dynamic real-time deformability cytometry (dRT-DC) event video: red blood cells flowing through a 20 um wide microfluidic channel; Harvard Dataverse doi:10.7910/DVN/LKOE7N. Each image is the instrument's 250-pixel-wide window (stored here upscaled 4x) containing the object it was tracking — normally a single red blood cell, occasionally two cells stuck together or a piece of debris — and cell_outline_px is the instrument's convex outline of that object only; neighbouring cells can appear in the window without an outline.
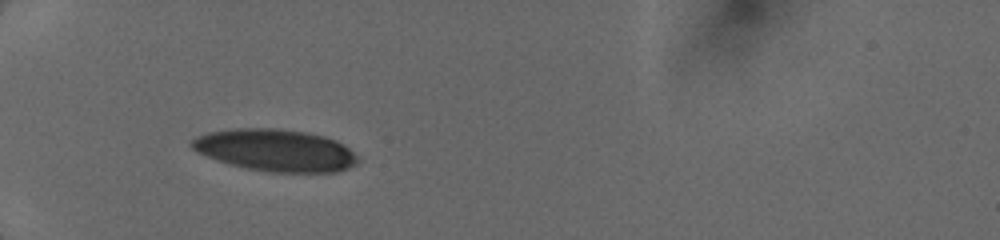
{"species": "human", "species_latin": "Homo sapiens", "temperature_condition": "cold", "stored_images_in_passage": 9, "camera_frame_rate_fps": 3000, "um_per_image_px": 0.085, "donor": {"sex": "female"}, "frame": {"image": 1, "passage_image": 1, "time_ms": 0.0, "image_size_px": [1000, 240], "cell_outline_px": [[360, 160], [356, 164], [348, 168], [336, 172], [268, 172], [248, 168], [232, 164], [196, 152], [188, 144], [196, 136], [208, 132], [236, 128], [276, 128], [308, 132], [324, 136], [336, 140], [344, 144]], "centroid_in_image_um": [23.42, 12.76], "position_along_channel_um": 61.6, "area_um2": 40.63}}
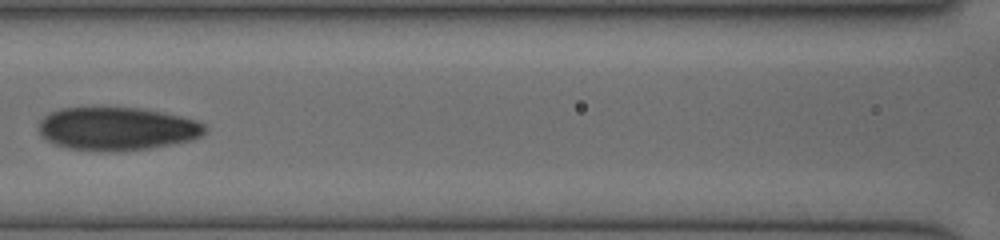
{"frame": {"image": 2, "passage_image": 4, "time_ms": 2.667, "image_size_px": [1000, 240], "cell_outline_px": [[208, 128], [200, 136], [192, 140], [148, 148], [112, 152], [68, 148], [56, 144], [40, 136], [36, 128], [40, 120], [44, 116], [60, 108], [104, 104], [136, 108], [164, 112], [196, 120], [204, 124]], "centroid_in_image_um": [9.88, 10.89], "position_along_channel_um": 156.7, "area_um2": 42.83}}
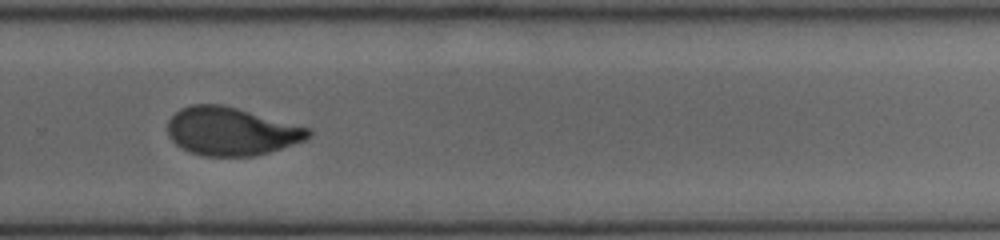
{"frame": {"image": 3, "passage_image": 8, "time_ms": 6.333, "image_size_px": [1000, 240], "cell_outline_px": [[312, 136], [304, 140], [268, 152], [252, 156], [204, 156], [192, 152], [176, 144], [168, 136], [168, 120], [180, 108], [192, 104], [224, 104], [312, 128]], "centroid_in_image_um": [19.67, 11.14], "position_along_channel_um": 310.1, "area_um2": 39.54}}